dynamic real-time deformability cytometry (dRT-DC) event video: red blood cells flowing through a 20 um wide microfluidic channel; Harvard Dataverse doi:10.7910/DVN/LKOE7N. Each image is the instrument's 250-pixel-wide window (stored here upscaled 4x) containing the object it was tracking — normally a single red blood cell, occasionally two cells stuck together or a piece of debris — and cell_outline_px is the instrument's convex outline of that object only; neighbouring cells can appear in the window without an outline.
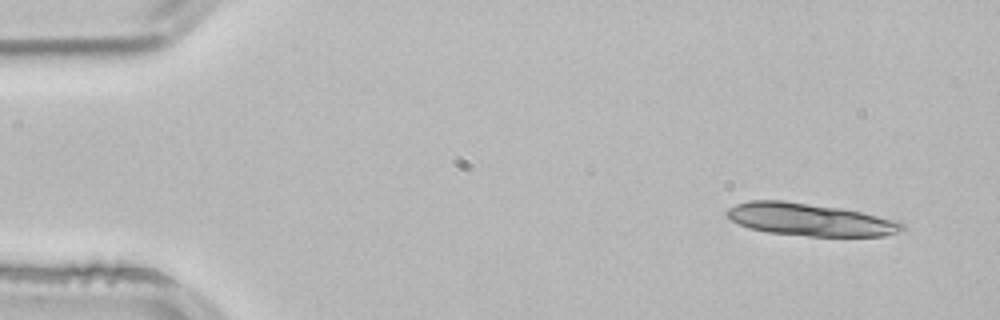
{"species": "common noctule bat (a hibernating species)", "species_latin": "Nyctalus noctula", "temperature_condition": "room temperature", "stored_images_in_passage": 4, "camera_frame_rate_fps": 3000, "um_per_image_px": 0.085, "animal": {"sex": "male", "body_mass_g": 21.5, "forearm_length_mm": 52.0}, "frame": {"image": 1, "passage_image": 1, "time_ms": 0.0, "image_size_px": [1000, 320], "cell_outline_px": [[908, 228], [884, 236], [808, 236], [768, 232], [748, 228], [724, 216], [724, 212], [728, 208], [736, 204], [748, 200], [784, 200], [840, 208], [900, 220]], "centroid_in_image_um": [68.84, 18.66], "position_along_channel_um": 16.2, "area_um2": 33.41}}